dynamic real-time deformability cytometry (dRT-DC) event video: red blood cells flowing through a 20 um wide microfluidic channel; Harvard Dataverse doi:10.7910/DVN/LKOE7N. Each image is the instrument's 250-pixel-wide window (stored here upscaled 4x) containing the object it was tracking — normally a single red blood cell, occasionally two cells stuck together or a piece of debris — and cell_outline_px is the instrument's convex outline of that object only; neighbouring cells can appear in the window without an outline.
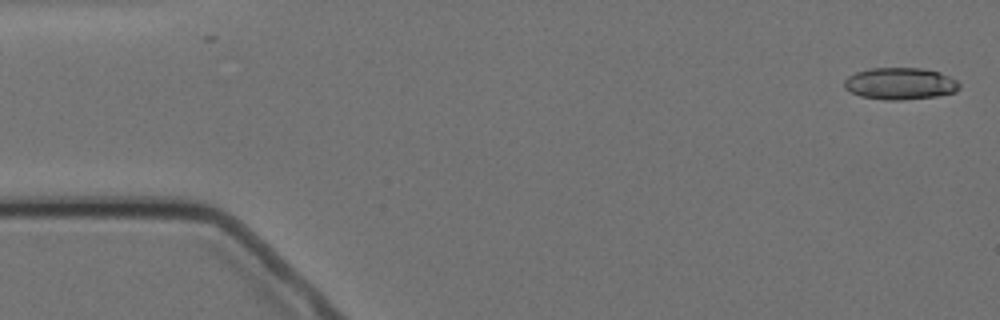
{"species": "Egyptian fruit bat (a non-hibernating species)", "species_latin": "Rousettus aegyptiacus", "temperature_condition": "cold", "stored_images_in_passage": 4, "camera_frame_rate_fps": 3000, "um_per_image_px": 0.085, "animal": {"sex": "female"}, "frame": {"image": 1, "passage_image": 1, "time_ms": 0.0, "image_size_px": [1000, 320], "cell_outline_px": [[960, 88], [956, 92], [936, 96], [900, 100], [884, 100], [860, 96], [844, 88], [844, 80], [848, 76], [856, 72], [872, 68], [920, 68], [940, 72], [956, 80], [960, 84]], "centroid_in_image_um": [76.51, 7.11], "position_along_channel_um": 8.5, "area_um2": 21.39}}